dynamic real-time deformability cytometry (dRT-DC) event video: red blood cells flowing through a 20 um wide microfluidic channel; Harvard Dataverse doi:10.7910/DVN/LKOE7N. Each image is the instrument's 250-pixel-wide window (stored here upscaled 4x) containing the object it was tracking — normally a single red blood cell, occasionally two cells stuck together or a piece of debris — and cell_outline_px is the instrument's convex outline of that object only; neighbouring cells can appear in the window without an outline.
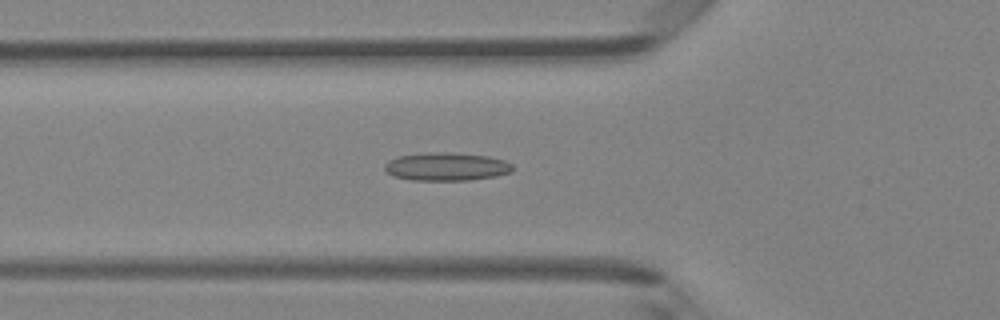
{"species": "Egyptian fruit bat (a non-hibernating species)", "species_latin": "Rousettus aegyptiacus", "temperature_condition": "room temperature", "stored_images_in_passage": 48, "camera_frame_rate_fps": 3000, "um_per_image_px": 0.085, "animal": {"sex": "female"}, "frame": {"image": 1, "passage_image": 17, "time_ms": 5.333, "image_size_px": [1000, 320], "cell_outline_px": [[512, 172], [496, 176], [468, 180], [412, 180], [392, 176], [384, 168], [384, 164], [388, 160], [396, 156], [428, 152], [444, 152], [488, 156], [504, 160], [512, 164]], "centroid_in_image_um": [37.91, 14.16], "position_along_channel_um": 87.9, "area_um2": 21.04}}
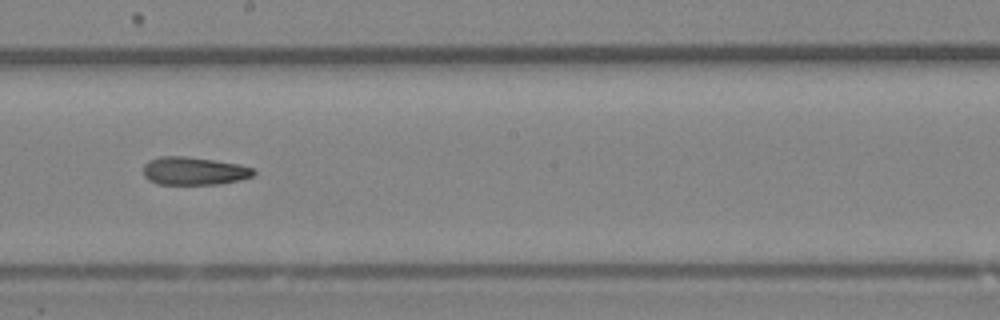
{"frame": {"image": 2, "passage_image": 27, "time_ms": 8.667, "image_size_px": [1000, 320], "cell_outline_px": [[256, 172], [252, 176], [240, 180], [220, 184], [156, 184], [148, 180], [144, 176], [144, 164], [148, 160], [160, 156], [184, 156], [240, 164], [252, 168]], "centroid_in_image_um": [16.47, 14.53], "position_along_channel_um": 231.7, "area_um2": 18.03}}
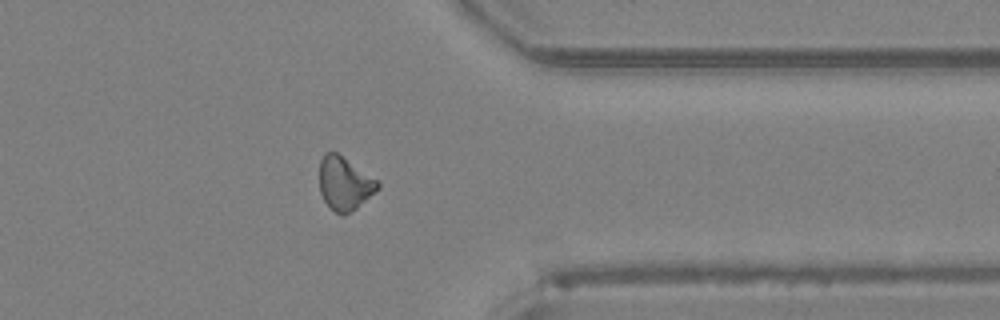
{"frame": {"image": 3, "passage_image": 38, "time_ms": 12.333, "image_size_px": [1000, 320], "cell_outline_px": [[380, 188], [352, 212], [344, 216], [340, 216], [324, 200], [320, 192], [320, 160], [324, 152], [336, 152], [380, 180]], "centroid_in_image_um": [29.32, 15.6], "position_along_channel_um": 382.1, "area_um2": 18.32}, "authors_computed_cell_mechanics": {"area_um2": 18.7272, "velocity_mm_per_s": 4.3326, "shape_relaxation_time_tau1_ms": null, "shape_relaxation_time_tau2_ms": 3.5909, "deformation_change_tau1": null, "deformation_change_tau2": 0.1258}}